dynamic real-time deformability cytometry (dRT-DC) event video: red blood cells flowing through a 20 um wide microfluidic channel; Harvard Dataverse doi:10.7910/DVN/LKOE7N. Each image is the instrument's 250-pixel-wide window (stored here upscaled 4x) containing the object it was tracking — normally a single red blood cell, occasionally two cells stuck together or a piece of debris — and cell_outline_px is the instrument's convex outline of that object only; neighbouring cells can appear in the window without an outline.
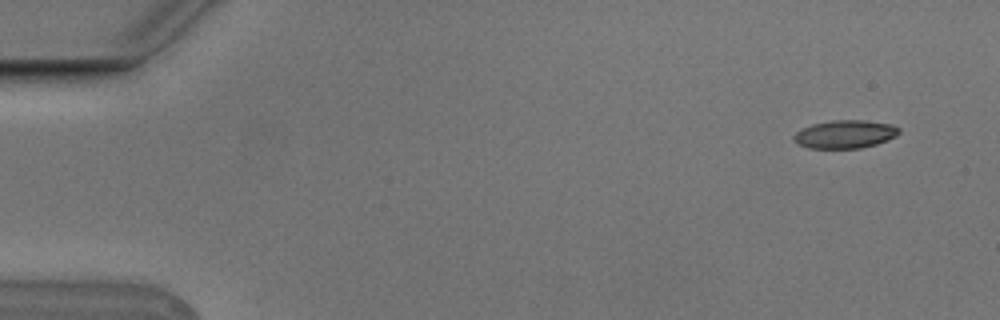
{"species": "Egyptian fruit bat (a non-hibernating species)", "species_latin": "Rousettus aegyptiacus", "temperature_condition": "cold", "stored_images_in_passage": 5, "camera_frame_rate_fps": 3000, "um_per_image_px": 0.085, "animal": {"sex": "male"}, "frame": {"image": 1, "passage_image": 1, "time_ms": 0.0, "image_size_px": [1000, 320], "cell_outline_px": [[900, 132], [896, 136], [888, 140], [876, 144], [860, 148], [808, 148], [792, 140], [792, 136], [796, 132], [812, 124], [832, 120], [860, 120], [892, 124], [900, 128]], "centroid_in_image_um": [71.84, 11.41], "position_along_channel_um": 13.2, "area_um2": 17.22}}
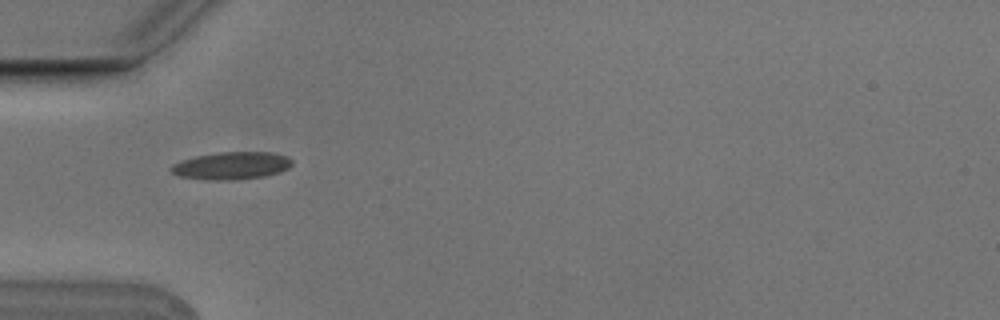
{"frame": {"image": 2, "passage_image": 5, "time_ms": 1.333, "image_size_px": [1000, 320], "cell_outline_px": [[292, 164], [288, 168], [280, 172], [264, 176], [232, 180], [208, 180], [180, 176], [172, 172], [168, 168], [172, 164], [196, 156], [220, 152], [272, 152], [288, 156], [292, 160]], "centroid_in_image_um": [19.7, 14.08], "position_along_channel_um": 65.3, "area_um2": 19.36}}